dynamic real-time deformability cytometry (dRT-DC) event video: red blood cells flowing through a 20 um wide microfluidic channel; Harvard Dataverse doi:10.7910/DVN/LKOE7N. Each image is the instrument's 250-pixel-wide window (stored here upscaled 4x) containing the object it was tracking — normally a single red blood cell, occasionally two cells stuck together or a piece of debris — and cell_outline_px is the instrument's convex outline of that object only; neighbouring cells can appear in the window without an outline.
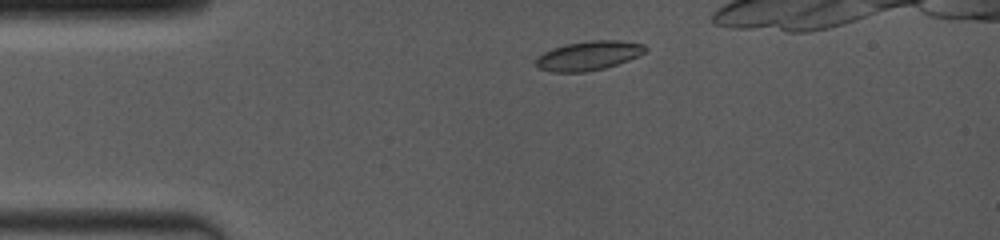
{"species": "common noctule bat (a hibernating species)", "species_latin": "Nyctalus noctula", "temperature_condition": "room temperature", "stored_images_in_passage": 33, "camera_frame_rate_fps": 4000, "um_per_image_px": 0.085, "animal": {"sex": "female", "body_mass_g": 19.0, "forearm_length_mm": 53.3}, "frame": {"image": 1, "passage_image": 2, "time_ms": 0.75, "image_size_px": [1000, 240], "cell_outline_px": [[648, 48], [644, 52], [628, 60], [604, 68], [584, 72], [552, 72], [540, 68], [536, 64], [536, 60], [544, 52], [552, 48], [564, 44], [588, 40], [616, 40], [644, 44]], "centroid_in_image_um": [50.02, 4.72], "position_along_channel_um": 35.0, "area_um2": 18.44}}
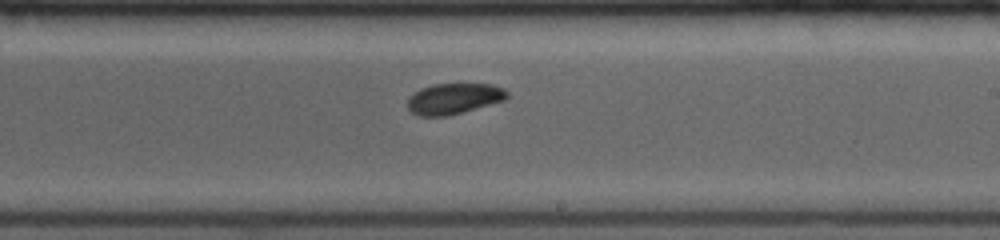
{"frame": {"image": 2, "passage_image": 16, "time_ms": 7.0, "image_size_px": [1000, 240], "cell_outline_px": [[508, 96], [504, 100], [448, 116], [420, 116], [412, 112], [408, 108], [408, 96], [420, 88], [432, 84], [492, 84], [504, 88], [508, 92]], "centroid_in_image_um": [38.56, 8.37], "position_along_channel_um": 250.4, "area_um2": 17.86}}
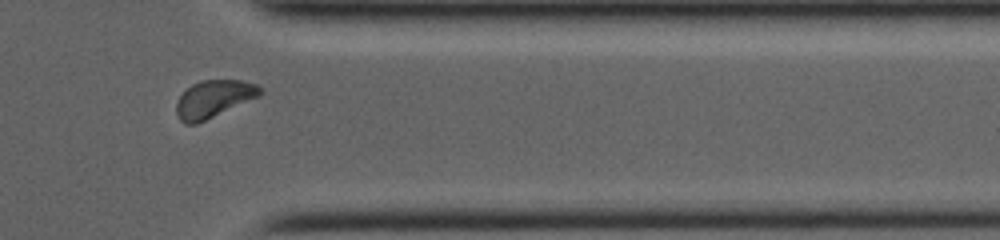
{"frame": {"image": 3, "passage_image": 27, "time_ms": 10.5, "image_size_px": [1000, 240], "cell_outline_px": [[264, 92], [260, 96], [196, 124], [184, 124], [180, 120], [176, 112], [176, 104], [180, 96], [192, 84], [200, 80], [240, 80], [260, 84], [264, 88]], "centroid_in_image_um": [18.22, 8.39], "position_along_channel_um": 393.2, "area_um2": 18.32}}